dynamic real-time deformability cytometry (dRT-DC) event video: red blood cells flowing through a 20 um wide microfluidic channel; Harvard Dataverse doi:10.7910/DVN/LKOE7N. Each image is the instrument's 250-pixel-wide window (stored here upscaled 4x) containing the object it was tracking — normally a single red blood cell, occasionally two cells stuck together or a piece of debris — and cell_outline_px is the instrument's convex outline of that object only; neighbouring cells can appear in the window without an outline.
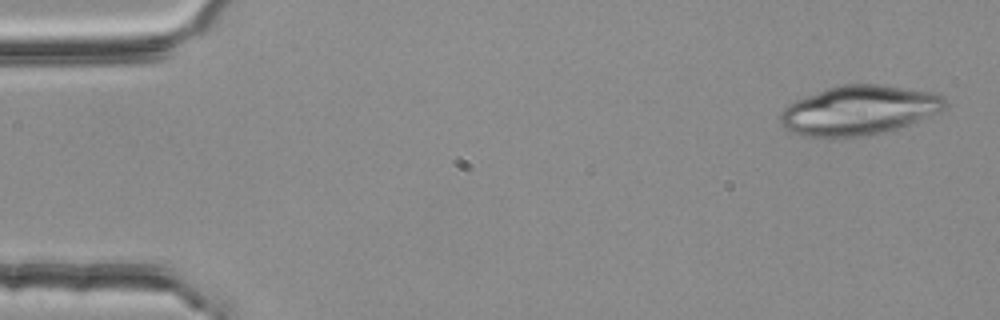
{"species": "common noctule bat (a hibernating species)", "species_latin": "Nyctalus noctula", "temperature_condition": "room temperature", "stored_images_in_passage": 52, "camera_frame_rate_fps": 3000, "um_per_image_px": 0.085, "animal": {"sex": "female", "body_mass_g": 25.1}, "frame": {"image": 1, "passage_image": 1, "time_ms": 0.0, "image_size_px": [1000, 320], "cell_outline_px": [[948, 104], [940, 112], [908, 124], [884, 132], [864, 136], [836, 140], [828, 140], [804, 136], [792, 132], [784, 128], [780, 120], [780, 116], [784, 108], [792, 100], [828, 88], [844, 84], [876, 84], [932, 92], [944, 96]], "centroid_in_image_um": [72.96, 9.41], "position_along_channel_um": 12.0, "area_um2": 48.03}}
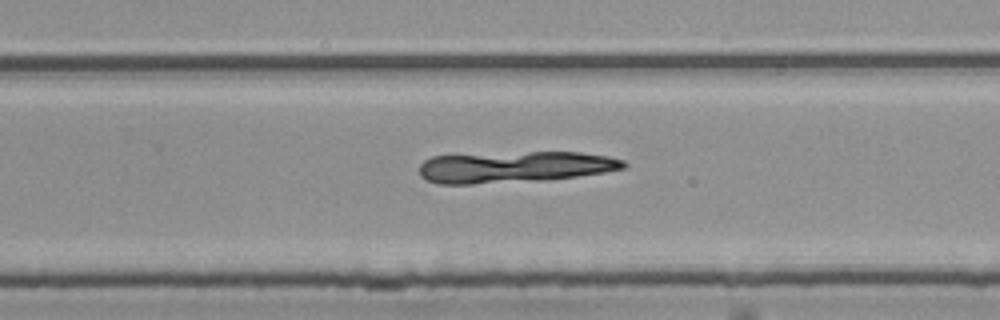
{"frame": {"image": 2, "passage_image": 33, "time_ms": 10.667, "image_size_px": [1000, 320], "cell_outline_px": [[628, 164], [624, 168], [604, 172], [548, 180], [472, 184], [440, 184], [428, 180], [420, 176], [420, 164], [424, 160], [432, 156], [528, 152], [580, 152], [608, 156], [624, 160]], "centroid_in_image_um": [43.75, 14.2], "position_along_channel_um": 286.0, "area_um2": 37.28}}
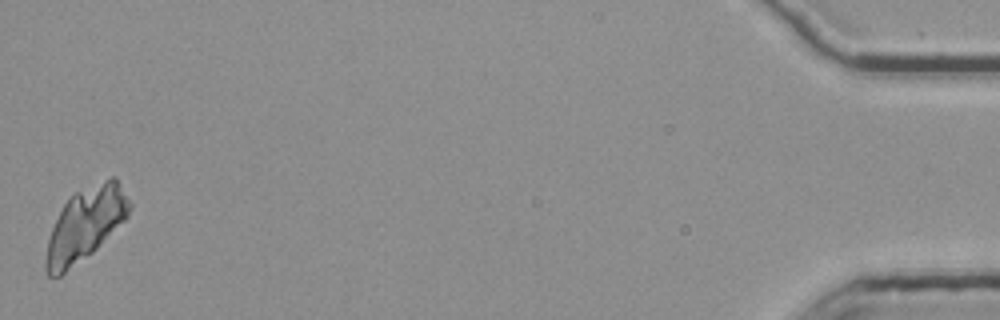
{"frame": {"image": 3, "passage_image": 52, "time_ms": 17.0, "image_size_px": [1000, 320], "cell_outline_px": [[132, 208], [128, 216], [92, 252], [60, 276], [48, 276], [44, 268], [44, 260], [48, 240], [52, 228], [64, 204], [76, 192], [112, 176], [116, 176], [132, 204]], "centroid_in_image_um": [7.26, 19.06], "position_along_channel_um": 427.9, "area_um2": 35.03}}